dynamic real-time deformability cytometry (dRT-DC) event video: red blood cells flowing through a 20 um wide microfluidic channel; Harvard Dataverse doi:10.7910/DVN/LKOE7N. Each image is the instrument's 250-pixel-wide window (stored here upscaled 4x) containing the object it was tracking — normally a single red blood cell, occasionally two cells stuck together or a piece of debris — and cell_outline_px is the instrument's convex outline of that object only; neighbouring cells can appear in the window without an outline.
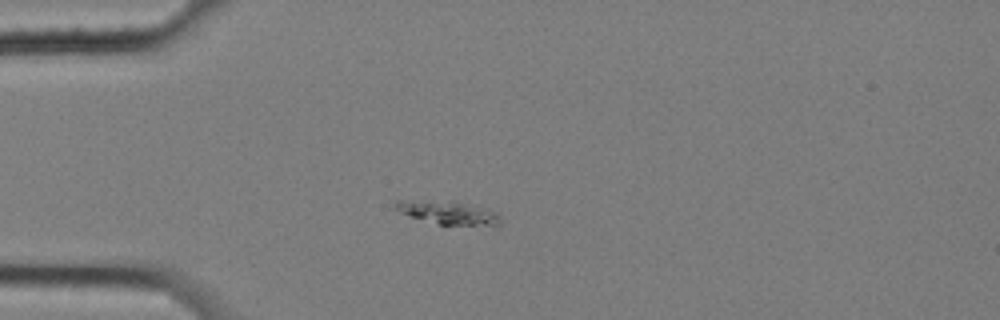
{"species": "common noctule bat (a hibernating species)", "species_latin": "Nyctalus noctula", "temperature_condition": "cold", "stored_images_in_passage": 1, "camera_frame_rate_fps": 3000, "um_per_image_px": 0.085, "animal": {"sex": "female", "body_mass_g": 25.1}, "frame": {"image": 1, "passage_image": 1, "time_ms": 0.0, "image_size_px": [1000, 320], "cell_outline_px": [[500, 228], [496, 228], [440, 224], [412, 216], [400, 212], [396, 208], [396, 200], [452, 200], [488, 208], [496, 212], [500, 216]], "centroid_in_image_um": [38.27, 18.09], "position_along_channel_um": 46.7, "area_um2": 14.85}}